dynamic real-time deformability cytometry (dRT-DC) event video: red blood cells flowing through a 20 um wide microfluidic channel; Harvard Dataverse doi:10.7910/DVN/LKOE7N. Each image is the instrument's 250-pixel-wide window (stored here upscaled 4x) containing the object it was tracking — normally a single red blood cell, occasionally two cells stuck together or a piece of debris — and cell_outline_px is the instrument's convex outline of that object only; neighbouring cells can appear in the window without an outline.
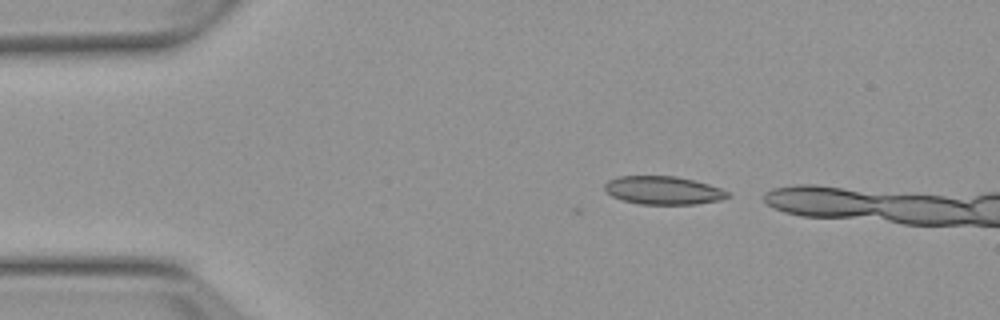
{"species": "Egyptian fruit bat (a non-hibernating species)", "species_latin": "Rousettus aegyptiacus", "temperature_condition": "warm", "stored_images_in_passage": 4, "camera_frame_rate_fps": 3000, "um_per_image_px": 0.085, "animal": {"sex": "female"}, "frame": {"image": 1, "passage_image": 2, "time_ms": 1.0, "image_size_px": [1000, 320], "cell_outline_px": [[732, 196], [720, 200], [696, 204], [640, 204], [624, 200], [612, 196], [604, 188], [604, 184], [608, 180], [620, 176], [676, 176], [708, 184], [720, 188], [728, 192]], "centroid_in_image_um": [56.39, 16.18], "position_along_channel_um": 28.6, "area_um2": 20.11}}